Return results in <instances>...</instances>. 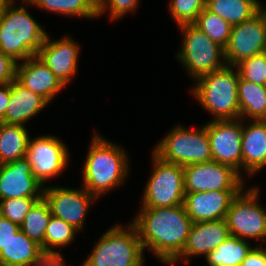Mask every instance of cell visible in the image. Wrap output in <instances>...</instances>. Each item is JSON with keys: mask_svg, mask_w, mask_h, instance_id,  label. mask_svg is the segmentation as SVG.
I'll return each mask as SVG.
<instances>
[{"mask_svg": "<svg viewBox=\"0 0 266 266\" xmlns=\"http://www.w3.org/2000/svg\"><path fill=\"white\" fill-rule=\"evenodd\" d=\"M212 161L233 167L242 175L243 119L211 120L206 124Z\"/></svg>", "mask_w": 266, "mask_h": 266, "instance_id": "cell-14", "label": "cell"}, {"mask_svg": "<svg viewBox=\"0 0 266 266\" xmlns=\"http://www.w3.org/2000/svg\"><path fill=\"white\" fill-rule=\"evenodd\" d=\"M206 7V0H170L168 8L177 26L194 24Z\"/></svg>", "mask_w": 266, "mask_h": 266, "instance_id": "cell-31", "label": "cell"}, {"mask_svg": "<svg viewBox=\"0 0 266 266\" xmlns=\"http://www.w3.org/2000/svg\"><path fill=\"white\" fill-rule=\"evenodd\" d=\"M131 223L135 226L142 247L162 264L169 265L183 250L193 221L184 205L140 208Z\"/></svg>", "mask_w": 266, "mask_h": 266, "instance_id": "cell-1", "label": "cell"}, {"mask_svg": "<svg viewBox=\"0 0 266 266\" xmlns=\"http://www.w3.org/2000/svg\"><path fill=\"white\" fill-rule=\"evenodd\" d=\"M255 1H257V2L263 7V5H264L263 2H262V4H261V1H259V0H255Z\"/></svg>", "mask_w": 266, "mask_h": 266, "instance_id": "cell-42", "label": "cell"}, {"mask_svg": "<svg viewBox=\"0 0 266 266\" xmlns=\"http://www.w3.org/2000/svg\"><path fill=\"white\" fill-rule=\"evenodd\" d=\"M242 176L252 177L266 167V120H243Z\"/></svg>", "mask_w": 266, "mask_h": 266, "instance_id": "cell-20", "label": "cell"}, {"mask_svg": "<svg viewBox=\"0 0 266 266\" xmlns=\"http://www.w3.org/2000/svg\"><path fill=\"white\" fill-rule=\"evenodd\" d=\"M69 148L64 141L53 135L30 137L26 158L32 166L33 175L45 187L48 180L63 173L70 162Z\"/></svg>", "mask_w": 266, "mask_h": 266, "instance_id": "cell-10", "label": "cell"}, {"mask_svg": "<svg viewBox=\"0 0 266 266\" xmlns=\"http://www.w3.org/2000/svg\"><path fill=\"white\" fill-rule=\"evenodd\" d=\"M71 188L56 185L44 187L43 198L49 205L51 214L58 217L75 229L82 232L85 227L86 215L97 198L83 186Z\"/></svg>", "mask_w": 266, "mask_h": 266, "instance_id": "cell-13", "label": "cell"}, {"mask_svg": "<svg viewBox=\"0 0 266 266\" xmlns=\"http://www.w3.org/2000/svg\"><path fill=\"white\" fill-rule=\"evenodd\" d=\"M43 254L41 246L19 230L0 250V266H26Z\"/></svg>", "mask_w": 266, "mask_h": 266, "instance_id": "cell-22", "label": "cell"}, {"mask_svg": "<svg viewBox=\"0 0 266 266\" xmlns=\"http://www.w3.org/2000/svg\"><path fill=\"white\" fill-rule=\"evenodd\" d=\"M241 190L185 193L184 208L193 223L225 219L233 198Z\"/></svg>", "mask_w": 266, "mask_h": 266, "instance_id": "cell-18", "label": "cell"}, {"mask_svg": "<svg viewBox=\"0 0 266 266\" xmlns=\"http://www.w3.org/2000/svg\"><path fill=\"white\" fill-rule=\"evenodd\" d=\"M11 98V84H0V120L5 116Z\"/></svg>", "mask_w": 266, "mask_h": 266, "instance_id": "cell-39", "label": "cell"}, {"mask_svg": "<svg viewBox=\"0 0 266 266\" xmlns=\"http://www.w3.org/2000/svg\"><path fill=\"white\" fill-rule=\"evenodd\" d=\"M206 8L232 26L253 18L263 9L255 0H206Z\"/></svg>", "mask_w": 266, "mask_h": 266, "instance_id": "cell-25", "label": "cell"}, {"mask_svg": "<svg viewBox=\"0 0 266 266\" xmlns=\"http://www.w3.org/2000/svg\"><path fill=\"white\" fill-rule=\"evenodd\" d=\"M139 3L140 0H98V18L108 11L109 21H118L127 14H133Z\"/></svg>", "mask_w": 266, "mask_h": 266, "instance_id": "cell-34", "label": "cell"}, {"mask_svg": "<svg viewBox=\"0 0 266 266\" xmlns=\"http://www.w3.org/2000/svg\"><path fill=\"white\" fill-rule=\"evenodd\" d=\"M80 51V44L72 35L53 40L48 33L36 56L66 87L78 72Z\"/></svg>", "mask_w": 266, "mask_h": 266, "instance_id": "cell-15", "label": "cell"}, {"mask_svg": "<svg viewBox=\"0 0 266 266\" xmlns=\"http://www.w3.org/2000/svg\"><path fill=\"white\" fill-rule=\"evenodd\" d=\"M33 6L66 18H98V0H37Z\"/></svg>", "mask_w": 266, "mask_h": 266, "instance_id": "cell-27", "label": "cell"}, {"mask_svg": "<svg viewBox=\"0 0 266 266\" xmlns=\"http://www.w3.org/2000/svg\"><path fill=\"white\" fill-rule=\"evenodd\" d=\"M182 43L176 52V59L190 77H198L218 71L226 66L224 48L212 41L194 24L179 26Z\"/></svg>", "mask_w": 266, "mask_h": 266, "instance_id": "cell-7", "label": "cell"}, {"mask_svg": "<svg viewBox=\"0 0 266 266\" xmlns=\"http://www.w3.org/2000/svg\"><path fill=\"white\" fill-rule=\"evenodd\" d=\"M16 80L27 89L43 97L48 103L53 101L54 97L65 88L37 56L17 64Z\"/></svg>", "mask_w": 266, "mask_h": 266, "instance_id": "cell-19", "label": "cell"}, {"mask_svg": "<svg viewBox=\"0 0 266 266\" xmlns=\"http://www.w3.org/2000/svg\"><path fill=\"white\" fill-rule=\"evenodd\" d=\"M6 4V0H0V14L3 12V9Z\"/></svg>", "mask_w": 266, "mask_h": 266, "instance_id": "cell-41", "label": "cell"}, {"mask_svg": "<svg viewBox=\"0 0 266 266\" xmlns=\"http://www.w3.org/2000/svg\"><path fill=\"white\" fill-rule=\"evenodd\" d=\"M185 193L242 190L246 176L233 167L215 161L183 166Z\"/></svg>", "mask_w": 266, "mask_h": 266, "instance_id": "cell-11", "label": "cell"}, {"mask_svg": "<svg viewBox=\"0 0 266 266\" xmlns=\"http://www.w3.org/2000/svg\"><path fill=\"white\" fill-rule=\"evenodd\" d=\"M42 198H9L0 200V216L20 226L33 205Z\"/></svg>", "mask_w": 266, "mask_h": 266, "instance_id": "cell-32", "label": "cell"}, {"mask_svg": "<svg viewBox=\"0 0 266 266\" xmlns=\"http://www.w3.org/2000/svg\"><path fill=\"white\" fill-rule=\"evenodd\" d=\"M30 137L25 126L0 122V164L25 157Z\"/></svg>", "mask_w": 266, "mask_h": 266, "instance_id": "cell-24", "label": "cell"}, {"mask_svg": "<svg viewBox=\"0 0 266 266\" xmlns=\"http://www.w3.org/2000/svg\"><path fill=\"white\" fill-rule=\"evenodd\" d=\"M19 230L20 226L0 216V250L7 245Z\"/></svg>", "mask_w": 266, "mask_h": 266, "instance_id": "cell-37", "label": "cell"}, {"mask_svg": "<svg viewBox=\"0 0 266 266\" xmlns=\"http://www.w3.org/2000/svg\"><path fill=\"white\" fill-rule=\"evenodd\" d=\"M194 25L204 32L212 41L225 48L229 42L232 25L212 13L206 7L198 15Z\"/></svg>", "mask_w": 266, "mask_h": 266, "instance_id": "cell-30", "label": "cell"}, {"mask_svg": "<svg viewBox=\"0 0 266 266\" xmlns=\"http://www.w3.org/2000/svg\"><path fill=\"white\" fill-rule=\"evenodd\" d=\"M52 214L44 198L38 200L20 225V230L31 240L39 244L44 252L46 227Z\"/></svg>", "mask_w": 266, "mask_h": 266, "instance_id": "cell-28", "label": "cell"}, {"mask_svg": "<svg viewBox=\"0 0 266 266\" xmlns=\"http://www.w3.org/2000/svg\"><path fill=\"white\" fill-rule=\"evenodd\" d=\"M44 186L33 175L26 157L0 164V200L9 198H43Z\"/></svg>", "mask_w": 266, "mask_h": 266, "instance_id": "cell-16", "label": "cell"}, {"mask_svg": "<svg viewBox=\"0 0 266 266\" xmlns=\"http://www.w3.org/2000/svg\"><path fill=\"white\" fill-rule=\"evenodd\" d=\"M77 233L72 225L52 215L45 231L44 253L61 254L57 249L73 243Z\"/></svg>", "mask_w": 266, "mask_h": 266, "instance_id": "cell-29", "label": "cell"}, {"mask_svg": "<svg viewBox=\"0 0 266 266\" xmlns=\"http://www.w3.org/2000/svg\"><path fill=\"white\" fill-rule=\"evenodd\" d=\"M229 235L226 219L193 223L182 252L169 266H175L179 261L186 265L190 263L192 257L203 255L204 258L220 243H223Z\"/></svg>", "mask_w": 266, "mask_h": 266, "instance_id": "cell-17", "label": "cell"}, {"mask_svg": "<svg viewBox=\"0 0 266 266\" xmlns=\"http://www.w3.org/2000/svg\"><path fill=\"white\" fill-rule=\"evenodd\" d=\"M49 103L32 92L16 79L11 83V98L2 123L26 126L25 124L45 109Z\"/></svg>", "mask_w": 266, "mask_h": 266, "instance_id": "cell-21", "label": "cell"}, {"mask_svg": "<svg viewBox=\"0 0 266 266\" xmlns=\"http://www.w3.org/2000/svg\"><path fill=\"white\" fill-rule=\"evenodd\" d=\"M266 52V12L262 9L253 18L233 25L229 42L224 48L226 65Z\"/></svg>", "mask_w": 266, "mask_h": 266, "instance_id": "cell-12", "label": "cell"}, {"mask_svg": "<svg viewBox=\"0 0 266 266\" xmlns=\"http://www.w3.org/2000/svg\"><path fill=\"white\" fill-rule=\"evenodd\" d=\"M235 67L242 79L263 86L266 83V52L245 59Z\"/></svg>", "mask_w": 266, "mask_h": 266, "instance_id": "cell-33", "label": "cell"}, {"mask_svg": "<svg viewBox=\"0 0 266 266\" xmlns=\"http://www.w3.org/2000/svg\"><path fill=\"white\" fill-rule=\"evenodd\" d=\"M63 254L44 253L26 266H67Z\"/></svg>", "mask_w": 266, "mask_h": 266, "instance_id": "cell-38", "label": "cell"}, {"mask_svg": "<svg viewBox=\"0 0 266 266\" xmlns=\"http://www.w3.org/2000/svg\"><path fill=\"white\" fill-rule=\"evenodd\" d=\"M88 149L81 171V185L98 199L125 183L130 159L125 148L96 131Z\"/></svg>", "mask_w": 266, "mask_h": 266, "instance_id": "cell-2", "label": "cell"}, {"mask_svg": "<svg viewBox=\"0 0 266 266\" xmlns=\"http://www.w3.org/2000/svg\"><path fill=\"white\" fill-rule=\"evenodd\" d=\"M152 152L161 160L186 166L212 161L206 126L189 129L178 124L158 141Z\"/></svg>", "mask_w": 266, "mask_h": 266, "instance_id": "cell-6", "label": "cell"}, {"mask_svg": "<svg viewBox=\"0 0 266 266\" xmlns=\"http://www.w3.org/2000/svg\"><path fill=\"white\" fill-rule=\"evenodd\" d=\"M238 80L237 68L226 65L194 80L190 93L199 105L213 116L212 120L240 119Z\"/></svg>", "mask_w": 266, "mask_h": 266, "instance_id": "cell-4", "label": "cell"}, {"mask_svg": "<svg viewBox=\"0 0 266 266\" xmlns=\"http://www.w3.org/2000/svg\"><path fill=\"white\" fill-rule=\"evenodd\" d=\"M253 248L248 240L229 237L205 256L207 266H240Z\"/></svg>", "mask_w": 266, "mask_h": 266, "instance_id": "cell-26", "label": "cell"}, {"mask_svg": "<svg viewBox=\"0 0 266 266\" xmlns=\"http://www.w3.org/2000/svg\"><path fill=\"white\" fill-rule=\"evenodd\" d=\"M152 172L142 193L141 208L183 205L185 197L183 166L161 160L153 152Z\"/></svg>", "mask_w": 266, "mask_h": 266, "instance_id": "cell-9", "label": "cell"}, {"mask_svg": "<svg viewBox=\"0 0 266 266\" xmlns=\"http://www.w3.org/2000/svg\"><path fill=\"white\" fill-rule=\"evenodd\" d=\"M97 241L80 266H144L145 252L131 222L115 224Z\"/></svg>", "mask_w": 266, "mask_h": 266, "instance_id": "cell-5", "label": "cell"}, {"mask_svg": "<svg viewBox=\"0 0 266 266\" xmlns=\"http://www.w3.org/2000/svg\"><path fill=\"white\" fill-rule=\"evenodd\" d=\"M17 1L18 0H6V3L7 4H10V5H18L17 4ZM37 0H21V2H23L22 4L23 5H31L30 7H33V5L36 3Z\"/></svg>", "mask_w": 266, "mask_h": 266, "instance_id": "cell-40", "label": "cell"}, {"mask_svg": "<svg viewBox=\"0 0 266 266\" xmlns=\"http://www.w3.org/2000/svg\"><path fill=\"white\" fill-rule=\"evenodd\" d=\"M263 9H264V11L266 12V5H263Z\"/></svg>", "mask_w": 266, "mask_h": 266, "instance_id": "cell-43", "label": "cell"}, {"mask_svg": "<svg viewBox=\"0 0 266 266\" xmlns=\"http://www.w3.org/2000/svg\"><path fill=\"white\" fill-rule=\"evenodd\" d=\"M238 103L243 120H266V91L263 85L238 80Z\"/></svg>", "mask_w": 266, "mask_h": 266, "instance_id": "cell-23", "label": "cell"}, {"mask_svg": "<svg viewBox=\"0 0 266 266\" xmlns=\"http://www.w3.org/2000/svg\"><path fill=\"white\" fill-rule=\"evenodd\" d=\"M240 266H266V247L254 246Z\"/></svg>", "mask_w": 266, "mask_h": 266, "instance_id": "cell-36", "label": "cell"}, {"mask_svg": "<svg viewBox=\"0 0 266 266\" xmlns=\"http://www.w3.org/2000/svg\"><path fill=\"white\" fill-rule=\"evenodd\" d=\"M17 64L0 50V84H11L16 79Z\"/></svg>", "mask_w": 266, "mask_h": 266, "instance_id": "cell-35", "label": "cell"}, {"mask_svg": "<svg viewBox=\"0 0 266 266\" xmlns=\"http://www.w3.org/2000/svg\"><path fill=\"white\" fill-rule=\"evenodd\" d=\"M6 4L0 14V50L17 63L36 56L48 34L27 5Z\"/></svg>", "mask_w": 266, "mask_h": 266, "instance_id": "cell-3", "label": "cell"}, {"mask_svg": "<svg viewBox=\"0 0 266 266\" xmlns=\"http://www.w3.org/2000/svg\"><path fill=\"white\" fill-rule=\"evenodd\" d=\"M253 186V187H252ZM244 187L232 200L226 215L229 233L243 240L266 241V208L259 202L260 188Z\"/></svg>", "mask_w": 266, "mask_h": 266, "instance_id": "cell-8", "label": "cell"}]
</instances>
